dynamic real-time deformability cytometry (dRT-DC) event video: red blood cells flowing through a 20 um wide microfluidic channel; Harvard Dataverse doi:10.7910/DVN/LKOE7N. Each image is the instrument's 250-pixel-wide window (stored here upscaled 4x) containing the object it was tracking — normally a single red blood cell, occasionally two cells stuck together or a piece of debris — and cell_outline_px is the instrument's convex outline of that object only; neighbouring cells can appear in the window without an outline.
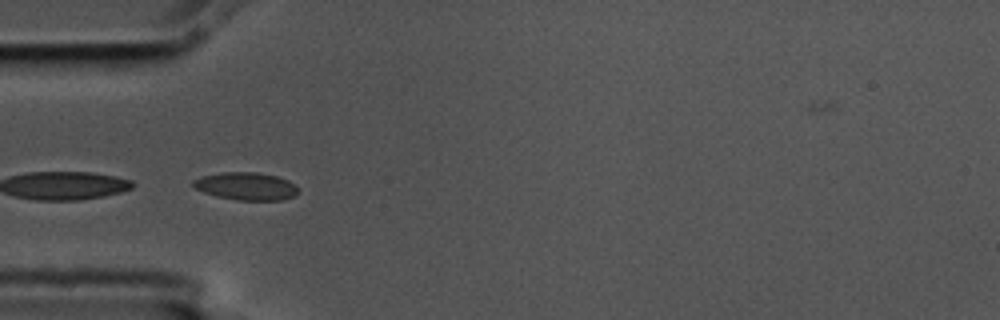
{"species": "common noctule bat (a hibernating species)", "species_latin": "Nyctalus noctula", "temperature_condition": "cold", "stored_images_in_passage": 5, "camera_frame_rate_fps": 3000, "um_per_image_px": 0.085, "animal": {"sex": "male", "body_mass_g": 17.5, "forearm_length_mm": 52.3}, "frame": {"image": 1, "passage_image": 5, "time_ms": 1.333, "image_size_px": [1000, 320], "cell_outline_px": [[300, 192], [292, 196], [280, 200], [236, 200], [216, 196], [192, 188], [192, 180], [200, 176], [220, 172], [256, 172], [276, 176], [288, 180], [300, 188]], "centroid_in_image_um": [20.89, 15.82], "position_along_channel_um": 64.1, "area_um2": 17.17}}